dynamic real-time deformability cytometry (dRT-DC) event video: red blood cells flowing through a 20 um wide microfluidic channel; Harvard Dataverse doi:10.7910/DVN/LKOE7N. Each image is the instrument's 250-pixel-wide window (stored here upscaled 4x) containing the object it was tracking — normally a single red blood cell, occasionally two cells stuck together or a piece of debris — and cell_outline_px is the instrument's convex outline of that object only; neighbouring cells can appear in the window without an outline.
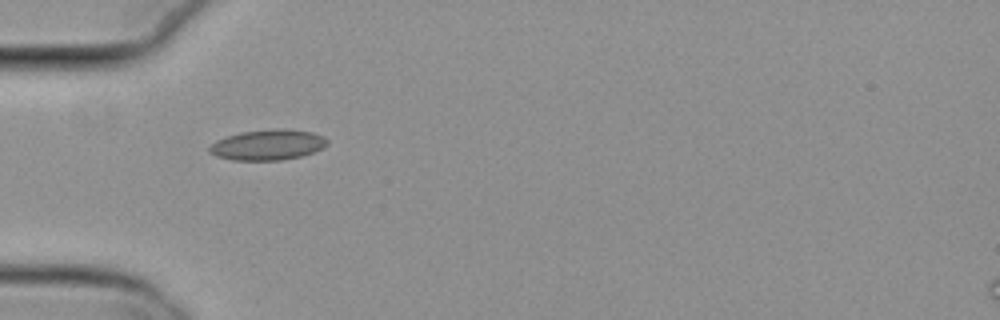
{"species": "common noctule bat (a hibernating species)", "species_latin": "Nyctalus noctula", "temperature_condition": "cold", "stored_images_in_passage": 38, "camera_frame_rate_fps": 3000, "um_per_image_px": 0.085, "animal": {"sex": "female", "body_mass_g": 29.2, "forearm_length_mm": 56.3}, "frame": {"image": 1, "passage_image": 1, "time_ms": 0.0, "image_size_px": [1000, 320], "cell_outline_px": [[328, 144], [324, 148], [300, 156], [280, 160], [232, 160], [216, 156], [208, 152], [208, 148], [216, 140], [240, 132], [276, 128], [284, 128], [312, 132], [324, 136], [328, 140]], "centroid_in_image_um": [22.77, 12.3], "position_along_channel_um": 62.2, "area_um2": 21.04}}
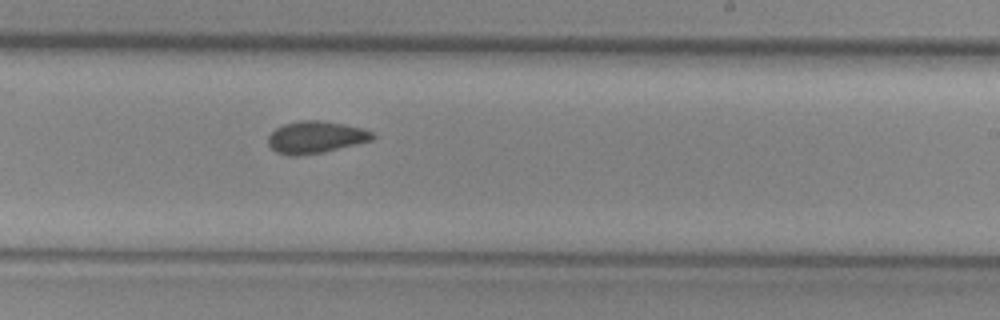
{"frame": {"image": 2, "passage_image": 17, "time_ms": 5.333, "image_size_px": [1000, 320], "cell_outline_px": [[376, 136], [372, 140], [320, 152], [296, 156], [288, 156], [276, 152], [268, 144], [268, 136], [276, 128], [284, 124], [300, 120], [320, 120], [344, 124], [360, 128], [372, 132]], "centroid_in_image_um": [26.79, 11.65], "position_along_channel_um": 262.2, "area_um2": 19.25}}
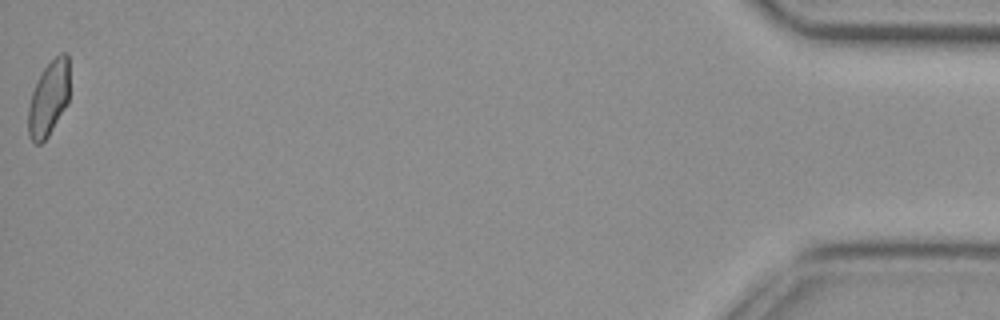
{"frame": {"image": 3, "passage_image": 38, "time_ms": 12.333, "image_size_px": [1000, 320], "cell_outline_px": [[68, 104], [48, 136], [40, 144], [36, 144], [28, 136], [28, 108], [32, 92], [44, 68], [60, 52], [68, 52]], "centroid_in_image_um": [4.14, 8.39], "position_along_channel_um": 431.1, "area_um2": 17.92}, "authors_computed_cell_mechanics": {"area_um2": 19.0162, "velocity_mm_per_s": 3.8086, "shape_relaxation_time_tau1_ms": null, "shape_relaxation_time_tau2_ms": 4.1626, "deformation_change_tau1": null, "deformation_change_tau2": 0.069}}